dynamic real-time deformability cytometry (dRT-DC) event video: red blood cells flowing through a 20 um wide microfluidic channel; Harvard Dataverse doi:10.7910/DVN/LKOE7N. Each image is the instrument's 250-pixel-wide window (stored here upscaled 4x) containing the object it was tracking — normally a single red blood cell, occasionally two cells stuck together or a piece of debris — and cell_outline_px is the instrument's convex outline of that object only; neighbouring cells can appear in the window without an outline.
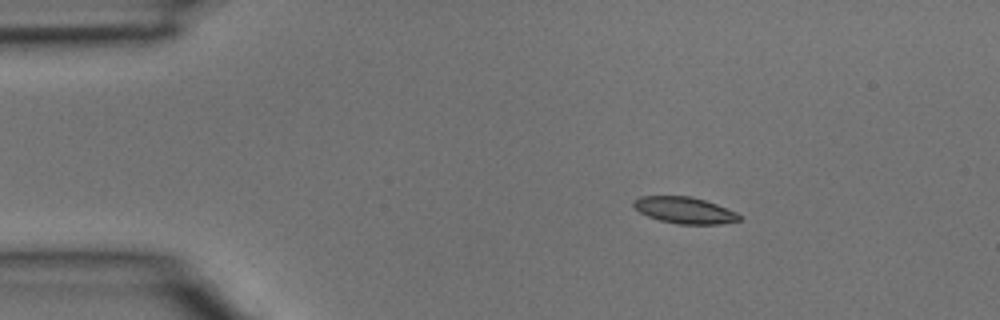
{"species": "common noctule bat (a hibernating species)", "species_latin": "Nyctalus noctula", "temperature_condition": "room temperature", "stored_images_in_passage": 2, "camera_frame_rate_fps": 3000, "um_per_image_px": 0.085, "animal": {"sex": "male", "body_mass_g": 15.6}, "frame": {"image": 1, "passage_image": 1, "time_ms": 0.0, "image_size_px": [1000, 320], "cell_outline_px": [[744, 220], [720, 224], [676, 224], [660, 220], [648, 216], [640, 212], [632, 204], [632, 200], [640, 196], [692, 196], [716, 204], [736, 212], [744, 216]], "centroid_in_image_um": [58.23, 17.87], "position_along_channel_um": 26.8, "area_um2": 16.47}}